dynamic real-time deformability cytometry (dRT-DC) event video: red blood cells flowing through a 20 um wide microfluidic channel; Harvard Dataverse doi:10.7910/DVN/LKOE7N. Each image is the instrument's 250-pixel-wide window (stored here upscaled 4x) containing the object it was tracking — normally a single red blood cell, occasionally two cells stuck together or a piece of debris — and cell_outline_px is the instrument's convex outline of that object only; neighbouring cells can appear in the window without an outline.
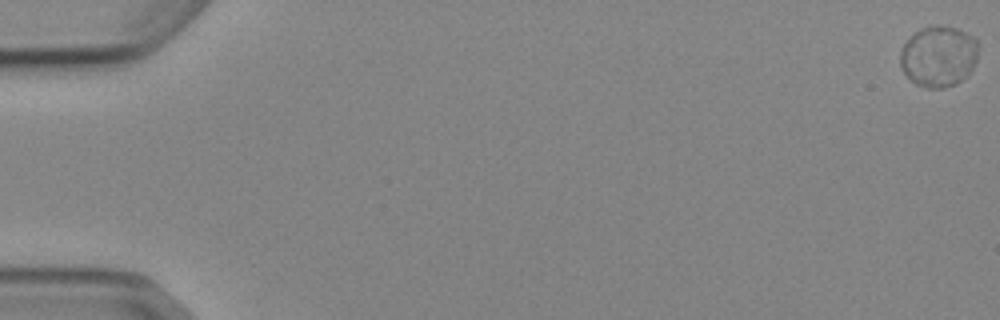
{"species": "Egyptian fruit bat (a non-hibernating species)", "species_latin": "Rousettus aegyptiacus", "temperature_condition": "cold", "stored_images_in_passage": 55, "camera_frame_rate_fps": 3000, "um_per_image_px": 0.085, "animal": {"sex": "female"}, "frame": {"image": 1, "passage_image": 1, "time_ms": 0.0, "image_size_px": [1000, 320], "cell_outline_px": [[976, 60], [972, 68], [956, 84], [944, 88], [928, 88], [916, 84], [900, 68], [900, 52], [908, 36], [920, 28], [932, 24], [956, 28], [972, 36], [976, 40]], "centroid_in_image_um": [79.72, 4.76], "position_along_channel_um": 5.3, "area_um2": 27.63}}
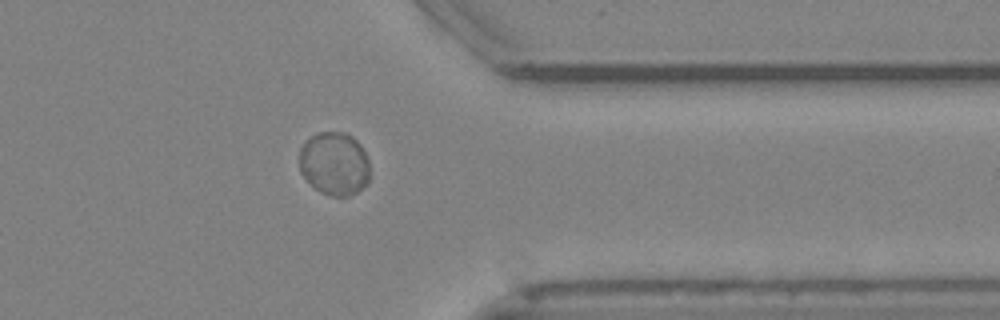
{"frame": {"image": 2, "passage_image": 45, "time_ms": 14.667, "image_size_px": [1000, 320], "cell_outline_px": [[368, 184], [356, 192], [348, 196], [332, 196], [320, 192], [300, 172], [300, 148], [304, 140], [320, 132], [344, 132], [352, 136], [360, 144], [368, 160]], "centroid_in_image_um": [28.42, 13.9], "position_along_channel_um": 383.0, "area_um2": 25.89}}
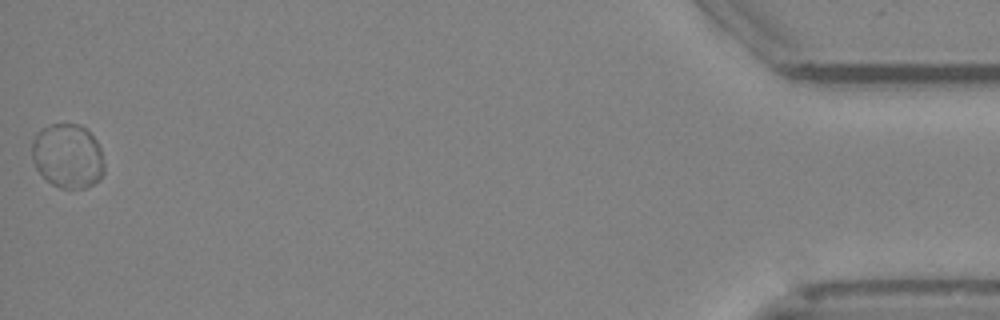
{"frame": {"image": 3, "passage_image": 55, "time_ms": 18.0, "image_size_px": [1000, 320], "cell_outline_px": [[104, 172], [100, 180], [84, 188], [60, 188], [52, 184], [36, 168], [32, 160], [32, 140], [36, 132], [52, 124], [80, 124], [96, 140], [100, 148], [104, 164]], "centroid_in_image_um": [5.75, 13.26], "position_along_channel_um": 429.4, "area_um2": 27.05}, "authors_computed_cell_mechanics": {"area_um2": 26.588, "velocity_mm_per_s": 3.8049, "shape_relaxation_time_tau1_ms": 1.7873, "shape_relaxation_time_tau2_ms": null, "deformation_change_tau1": 0.0287, "deformation_change_tau2": null}}